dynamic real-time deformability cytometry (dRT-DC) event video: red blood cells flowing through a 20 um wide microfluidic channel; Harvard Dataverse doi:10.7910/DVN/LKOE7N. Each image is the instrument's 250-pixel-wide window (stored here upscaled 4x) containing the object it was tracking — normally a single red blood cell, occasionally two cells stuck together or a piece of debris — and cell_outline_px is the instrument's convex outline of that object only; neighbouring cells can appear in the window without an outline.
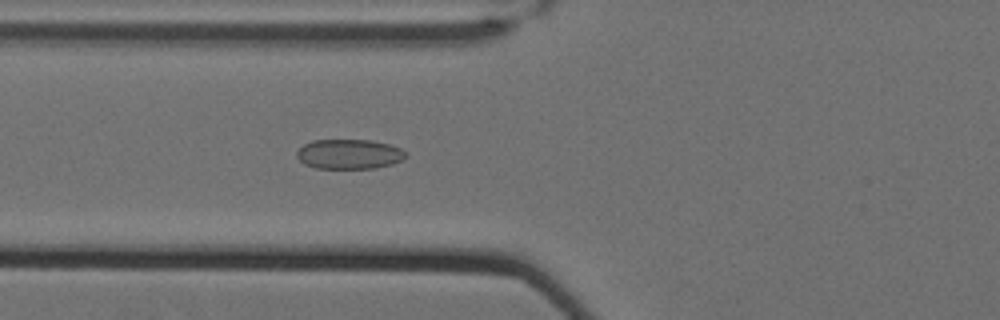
{"species": "Egyptian fruit bat (a non-hibernating species)", "species_latin": "Rousettus aegyptiacus", "temperature_condition": "cold", "stored_images_in_passage": 28, "camera_frame_rate_fps": 3000, "um_per_image_px": 0.085, "animal": {"sex": "female"}, "frame": {"image": 1, "passage_image": 26, "time_ms": 8.333, "image_size_px": [1000, 320], "cell_outline_px": [[408, 156], [392, 164], [376, 168], [316, 168], [304, 164], [296, 156], [296, 152], [304, 144], [312, 140], [372, 140], [388, 144], [400, 148], [408, 152]], "centroid_in_image_um": [29.69, 13.1], "position_along_channel_um": 96.1, "area_um2": 18.96}}